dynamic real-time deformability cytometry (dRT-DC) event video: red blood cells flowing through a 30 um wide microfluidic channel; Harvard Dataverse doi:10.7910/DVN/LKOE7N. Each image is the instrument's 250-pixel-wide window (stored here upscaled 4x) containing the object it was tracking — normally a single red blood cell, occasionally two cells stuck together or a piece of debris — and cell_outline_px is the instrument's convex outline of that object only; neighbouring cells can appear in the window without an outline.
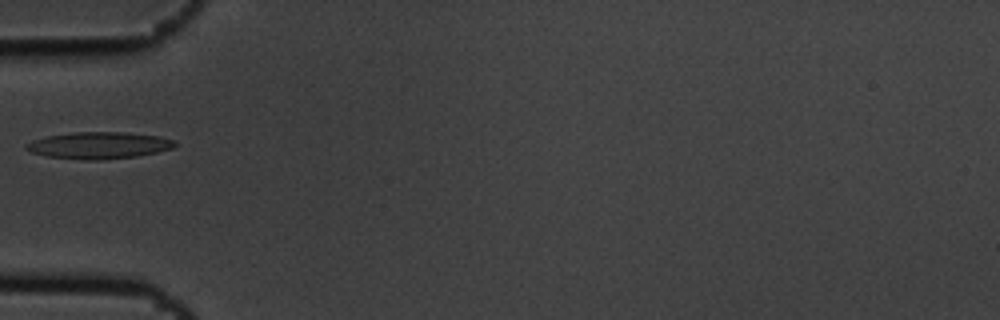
{"species": "common noctule bat (a hibernating species)", "species_latin": "Nyctalus noctula", "temperature_condition": "cold", "stored_images_in_passage": 2, "camera_frame_rate_fps": 3000, "um_per_image_px": 0.085, "animal": {"sex": "male", "body_mass_g": 19.5, "forearm_length_mm": 54.6}, "frame": {"image": 1, "passage_image": 1, "time_ms": 0.0, "image_size_px": [1000, 320], "cell_outline_px": [[176, 144], [172, 148], [156, 152], [136, 156], [100, 160], [88, 160], [48, 156], [32, 152], [24, 148], [24, 144], [32, 140], [44, 136], [72, 132], [124, 132], [160, 136], [176, 140]], "centroid_in_image_um": [8.39, 12.34], "position_along_channel_um": 76.6, "area_um2": 23.24}}
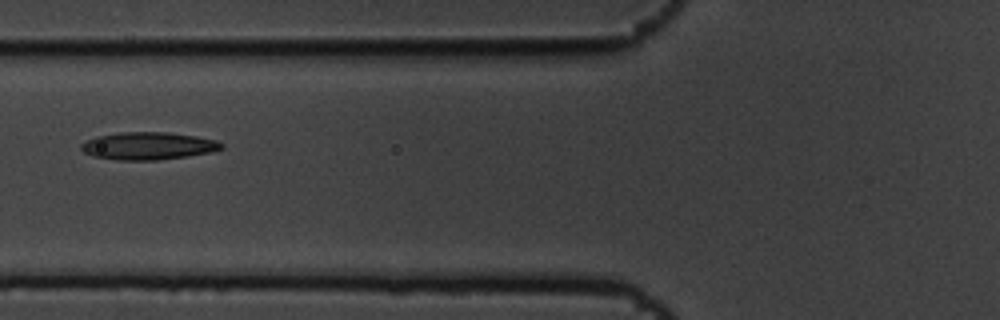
{"frame": {"image": 2, "passage_image": 2, "time_ms": 0.333, "image_size_px": [1000, 320], "cell_outline_px": [[224, 148], [212, 152], [188, 156], [156, 160], [116, 160], [92, 156], [84, 152], [80, 148], [80, 144], [84, 140], [96, 136], [120, 132], [168, 132], [196, 136], [216, 140], [224, 144]], "centroid_in_image_um": [12.58, 12.4], "position_along_channel_um": 113.2, "area_um2": 22.77}}